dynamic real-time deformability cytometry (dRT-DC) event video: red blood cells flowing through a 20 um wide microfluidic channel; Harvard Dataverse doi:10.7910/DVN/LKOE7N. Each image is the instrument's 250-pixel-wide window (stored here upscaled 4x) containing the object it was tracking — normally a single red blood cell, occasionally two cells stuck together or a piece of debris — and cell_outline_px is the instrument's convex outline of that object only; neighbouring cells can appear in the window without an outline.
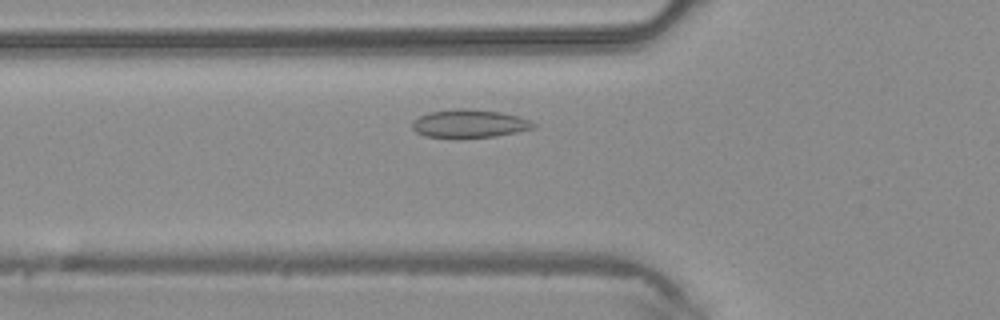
{"species": "common noctule bat (a hibernating species)", "species_latin": "Nyctalus noctula", "temperature_condition": "warm", "stored_images_in_passage": 39, "camera_frame_rate_fps": 3000, "um_per_image_px": 0.085, "animal": {"sex": "male", "body_mass_g": 20.4}, "frame": {"image": 1, "passage_image": 9, "time_ms": 2.667, "image_size_px": [1000, 320], "cell_outline_px": [[536, 124], [532, 128], [516, 132], [496, 136], [424, 136], [416, 132], [412, 128], [412, 120], [428, 112], [456, 108], [468, 108], [500, 112], [520, 116]], "centroid_in_image_um": [39.87, 10.47], "position_along_channel_um": 85.9, "area_um2": 19.48}}
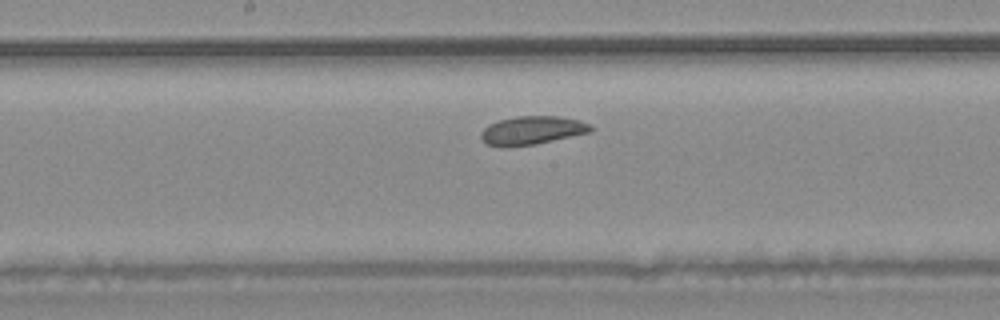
{"frame": {"image": 2, "passage_image": 17, "time_ms": 5.333, "image_size_px": [1000, 320], "cell_outline_px": [[592, 132], [536, 144], [504, 148], [488, 144], [480, 136], [480, 132], [488, 124], [500, 120], [516, 116], [556, 116], [580, 120], [588, 124], [592, 128]], "centroid_in_image_um": [45.21, 11.09], "position_along_channel_um": 203.0, "area_um2": 18.26}}
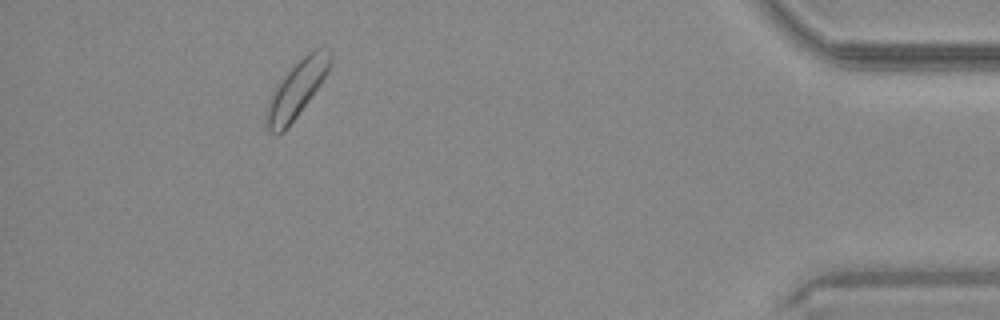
{"frame": {"image": 3, "passage_image": 35, "time_ms": 11.333, "image_size_px": [1000, 320], "cell_outline_px": [[332, 64], [328, 72], [320, 84], [288, 128], [284, 132], [276, 136], [264, 124], [264, 112], [268, 100], [276, 84], [292, 64], [312, 48], [332, 48]], "centroid_in_image_um": [25.19, 7.55], "position_along_channel_um": 410.0, "area_um2": 21.79}}